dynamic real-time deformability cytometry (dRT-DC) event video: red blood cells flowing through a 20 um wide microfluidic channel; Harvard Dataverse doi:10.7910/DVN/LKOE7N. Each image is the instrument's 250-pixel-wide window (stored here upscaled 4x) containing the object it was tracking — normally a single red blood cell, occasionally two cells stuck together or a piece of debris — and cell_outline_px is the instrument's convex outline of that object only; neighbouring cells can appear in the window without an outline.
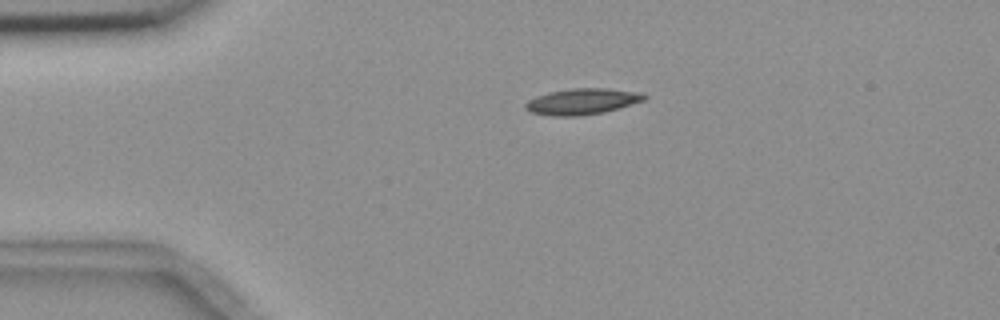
{"species": "common noctule bat (a hibernating species)", "species_latin": "Nyctalus noctula", "temperature_condition": "room temperature", "stored_images_in_passage": 4, "camera_frame_rate_fps": 3000, "um_per_image_px": 0.085, "animal": {"sex": "female", "body_mass_g": 18.4}, "frame": {"image": 1, "passage_image": 2, "time_ms": 1.333, "image_size_px": [1000, 320], "cell_outline_px": [[648, 96], [644, 100], [604, 112], [580, 116], [552, 116], [532, 112], [524, 108], [524, 104], [528, 100], [536, 96], [548, 92], [572, 88], [604, 88], [640, 92]], "centroid_in_image_um": [49.46, 8.62], "position_along_channel_um": 35.5, "area_um2": 17.98}}
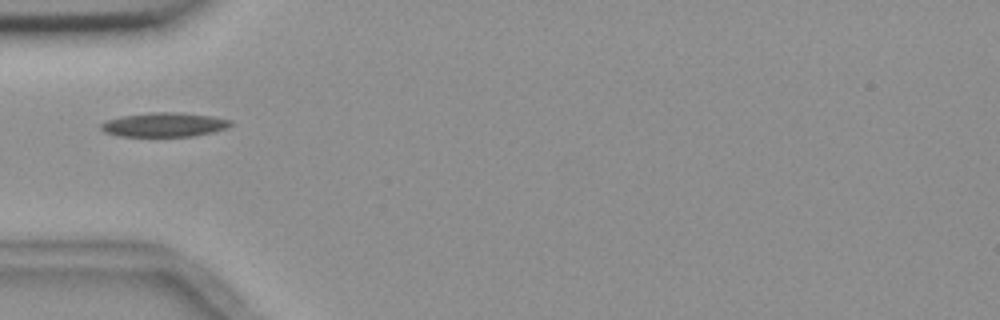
{"frame": {"image": 2, "passage_image": 4, "time_ms": 3.333, "image_size_px": [1000, 320], "cell_outline_px": [[232, 124], [228, 128], [212, 132], [192, 136], [120, 136], [104, 132], [100, 128], [100, 124], [108, 120], [120, 116], [152, 112], [180, 112], [212, 116], [232, 120]], "centroid_in_image_um": [13.97, 10.59], "position_along_channel_um": 71.0, "area_um2": 18.32}}